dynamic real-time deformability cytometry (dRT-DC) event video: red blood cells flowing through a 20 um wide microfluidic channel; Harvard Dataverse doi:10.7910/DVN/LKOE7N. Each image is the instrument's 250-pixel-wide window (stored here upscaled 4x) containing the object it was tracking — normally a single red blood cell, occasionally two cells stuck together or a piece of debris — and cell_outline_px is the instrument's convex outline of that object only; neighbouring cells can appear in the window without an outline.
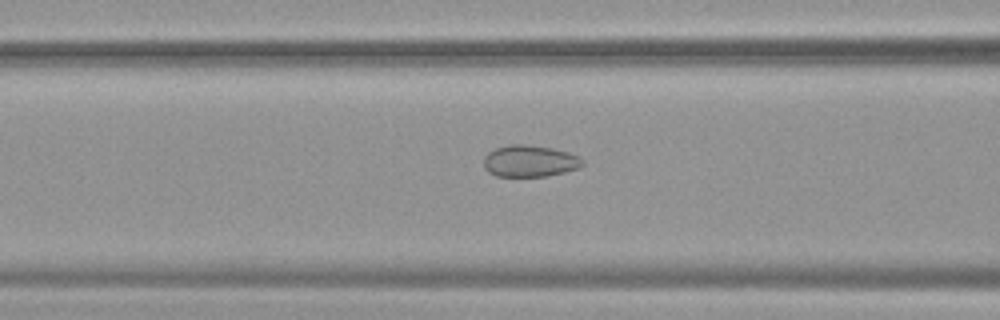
{"species": "common noctule bat (a hibernating species)", "species_latin": "Nyctalus noctula", "temperature_condition": "warm", "stored_images_in_passage": 37, "camera_frame_rate_fps": 3000, "um_per_image_px": 0.085, "animal": {"sex": "female", "body_mass_g": 19.9}, "frame": {"image": 1, "passage_image": 15, "time_ms": 4.667, "image_size_px": [1000, 320], "cell_outline_px": [[584, 164], [580, 168], [548, 176], [496, 176], [488, 172], [484, 168], [484, 156], [488, 152], [496, 148], [508, 144], [524, 144], [552, 148], [568, 152], [584, 160]], "centroid_in_image_um": [45.02, 13.69], "position_along_channel_um": 121.6, "area_um2": 18.32}}
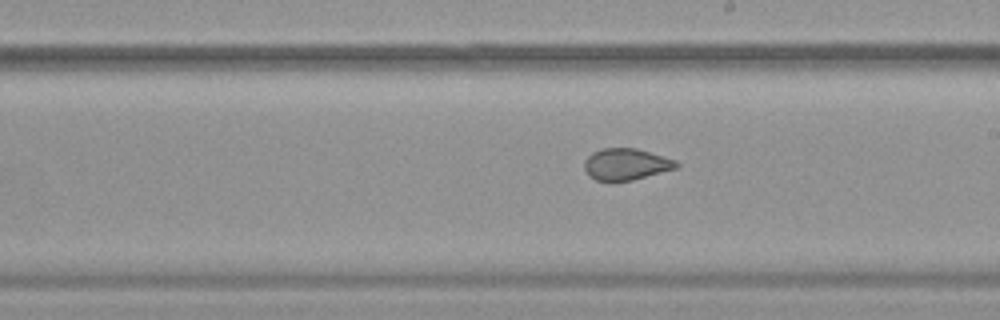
{"frame": {"image": 2, "passage_image": 24, "time_ms": 7.667, "image_size_px": [1000, 320], "cell_outline_px": [[680, 164], [676, 168], [632, 180], [612, 184], [596, 180], [588, 176], [584, 168], [584, 160], [592, 152], [600, 148], [636, 148], [676, 160]], "centroid_in_image_um": [53.15, 13.99], "position_along_channel_um": 235.8, "area_um2": 17.34}}
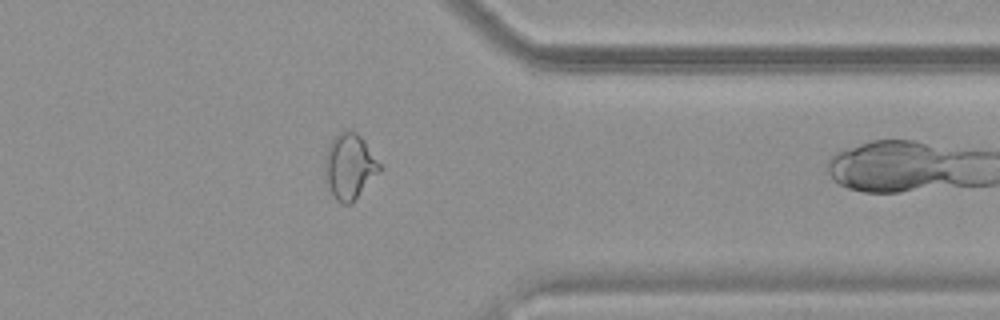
{"frame": {"image": 3, "passage_image": 36, "time_ms": 11.667, "image_size_px": [1000, 320], "cell_outline_px": [[380, 172], [352, 204], [340, 204], [336, 200], [328, 188], [324, 176], [324, 156], [328, 144], [344, 128], [356, 132], [364, 140], [380, 164]], "centroid_in_image_um": [29.68, 14.16], "position_along_channel_um": 381.7, "area_um2": 21.27}}